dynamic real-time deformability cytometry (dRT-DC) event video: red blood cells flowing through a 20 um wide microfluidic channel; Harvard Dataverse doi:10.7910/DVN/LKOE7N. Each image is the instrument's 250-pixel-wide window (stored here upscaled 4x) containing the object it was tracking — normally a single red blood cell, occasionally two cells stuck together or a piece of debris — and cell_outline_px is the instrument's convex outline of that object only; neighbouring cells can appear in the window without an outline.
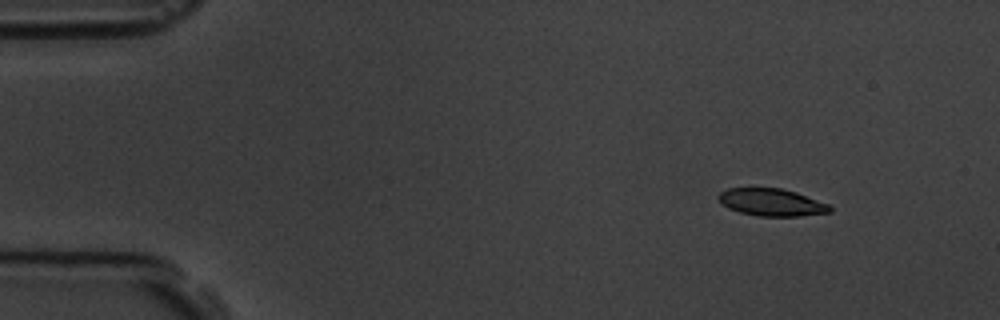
{"species": "common noctule bat (a hibernating species)", "species_latin": "Nyctalus noctula", "temperature_condition": "room temperature", "stored_images_in_passage": 4, "camera_frame_rate_fps": 3000, "um_per_image_px": 0.085, "animal": {"sex": "male", "body_mass_g": 19.5, "forearm_length_mm": 54.6}, "frame": {"image": 1, "passage_image": 1, "time_ms": 0.0, "image_size_px": [1000, 320], "cell_outline_px": [[832, 212], [800, 216], [760, 216], [740, 212], [728, 208], [716, 196], [720, 192], [728, 188], [780, 188], [796, 192], [828, 204], [832, 208]], "centroid_in_image_um": [65.59, 17.19], "position_along_channel_um": 19.4, "area_um2": 17.63}}
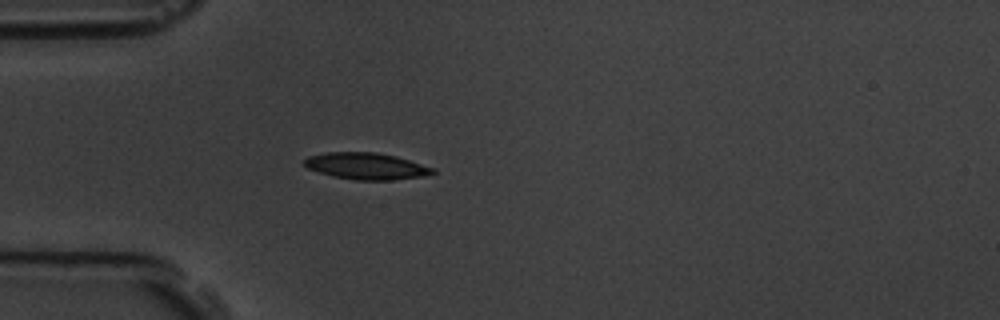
{"frame": {"image": 2, "passage_image": 4, "time_ms": 3.333, "image_size_px": [1000, 320], "cell_outline_px": [[436, 172], [424, 176], [392, 180], [356, 180], [332, 176], [308, 168], [304, 164], [304, 160], [308, 156], [328, 152], [376, 152], [396, 156], [436, 168]], "centroid_in_image_um": [31.17, 14.12], "position_along_channel_um": 53.8, "area_um2": 19.94}}